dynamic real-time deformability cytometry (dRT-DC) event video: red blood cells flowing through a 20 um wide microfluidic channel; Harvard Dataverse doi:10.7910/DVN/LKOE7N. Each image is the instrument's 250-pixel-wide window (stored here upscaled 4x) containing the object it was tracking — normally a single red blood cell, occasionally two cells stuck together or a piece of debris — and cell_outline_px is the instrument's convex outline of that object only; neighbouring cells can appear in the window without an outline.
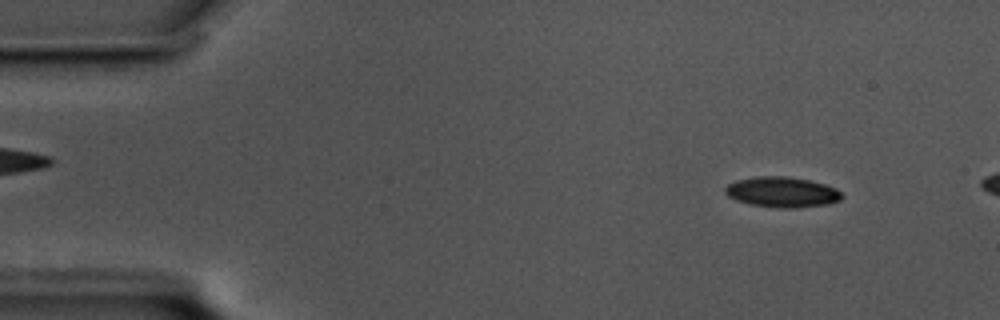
{"species": "common noctule bat (a hibernating species)", "species_latin": "Nyctalus noctula", "temperature_condition": "cold", "stored_images_in_passage": 13, "camera_frame_rate_fps": 3000, "um_per_image_px": 0.085, "animal": {"sex": "male", "body_mass_g": 17.5, "forearm_length_mm": 52.3}, "frame": {"image": 1, "passage_image": 6, "time_ms": 1.667, "image_size_px": [1000, 320], "cell_outline_px": [[840, 196], [836, 200], [816, 204], [756, 204], [732, 196], [728, 192], [728, 188], [732, 184], [744, 180], [804, 180], [820, 184], [832, 188], [840, 192]], "centroid_in_image_um": [66.55, 16.33], "position_along_channel_um": 18.5, "area_um2": 16.3}}